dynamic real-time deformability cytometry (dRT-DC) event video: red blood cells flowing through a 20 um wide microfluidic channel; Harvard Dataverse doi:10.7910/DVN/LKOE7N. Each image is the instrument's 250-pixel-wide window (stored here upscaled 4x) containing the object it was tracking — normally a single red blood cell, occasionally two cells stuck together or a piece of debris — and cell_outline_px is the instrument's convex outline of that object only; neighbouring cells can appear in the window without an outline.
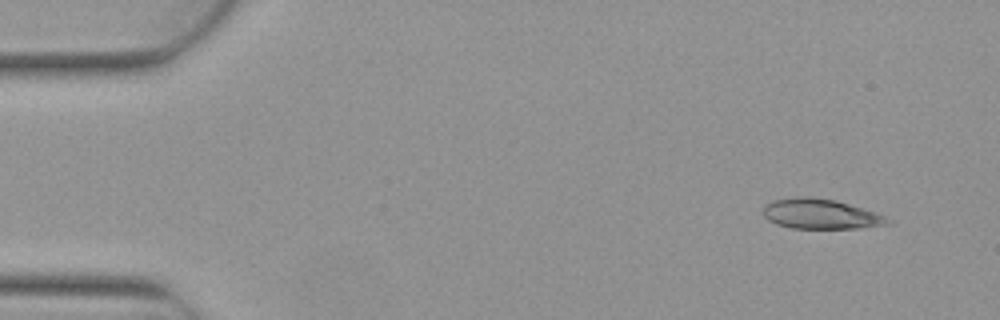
{"species": "Egyptian fruit bat (a non-hibernating species)", "species_latin": "Rousettus aegyptiacus", "temperature_condition": "warm", "stored_images_in_passage": 4, "camera_frame_rate_fps": 3000, "um_per_image_px": 0.085, "animal": {"sex": "female"}, "frame": {"image": 1, "passage_image": 1, "time_ms": 0.0, "image_size_px": [1000, 320], "cell_outline_px": [[892, 224], [860, 228], [792, 228], [776, 224], [768, 220], [764, 216], [764, 204], [772, 200], [796, 196], [812, 196], [836, 200], [884, 216], [892, 220]], "centroid_in_image_um": [69.71, 18.18], "position_along_channel_um": 15.3, "area_um2": 21.79}}